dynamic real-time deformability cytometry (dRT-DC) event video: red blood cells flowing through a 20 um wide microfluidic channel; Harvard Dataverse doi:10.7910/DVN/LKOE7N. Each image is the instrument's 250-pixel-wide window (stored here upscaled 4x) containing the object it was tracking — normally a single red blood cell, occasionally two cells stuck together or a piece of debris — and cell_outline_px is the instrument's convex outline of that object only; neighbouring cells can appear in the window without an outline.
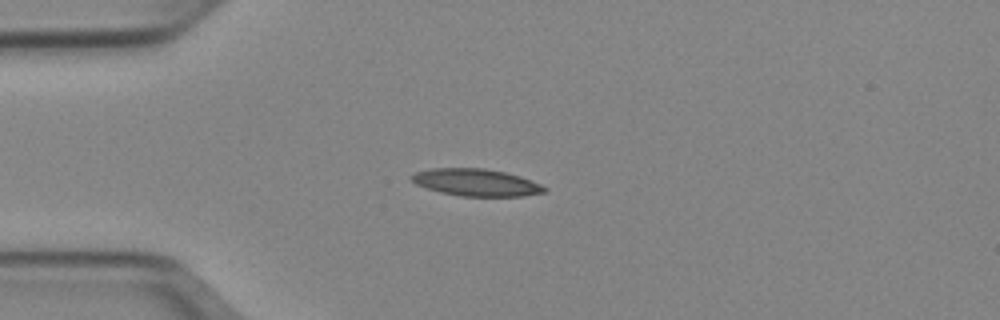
{"species": "Egyptian fruit bat (a non-hibernating species)", "species_latin": "Rousettus aegyptiacus", "temperature_condition": "cold", "stored_images_in_passage": 39, "camera_frame_rate_fps": 3000, "um_per_image_px": 0.085, "animal": {"sex": "female"}, "frame": {"image": 1, "passage_image": 1, "time_ms": 0.0, "image_size_px": [1000, 320], "cell_outline_px": [[548, 188], [544, 192], [524, 196], [460, 196], [440, 192], [416, 184], [408, 176], [416, 172], [432, 168], [484, 168], [504, 172], [520, 176], [540, 184]], "centroid_in_image_um": [40.46, 15.5], "position_along_channel_um": 44.5, "area_um2": 20.92}}
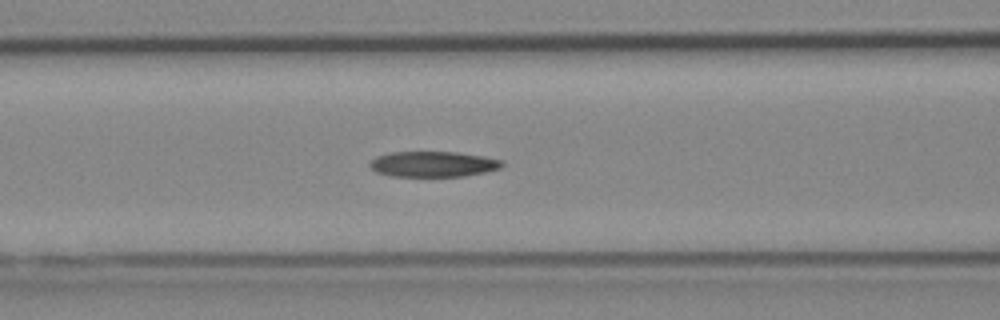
{"frame": {"image": 2, "passage_image": 9, "time_ms": 2.667, "image_size_px": [1000, 320], "cell_outline_px": [[504, 164], [500, 168], [484, 172], [464, 176], [392, 176], [376, 172], [368, 164], [376, 156], [392, 152], [456, 152], [484, 156], [504, 160]], "centroid_in_image_um": [36.83, 13.94], "position_along_channel_um": 129.8, "area_um2": 19.65}}
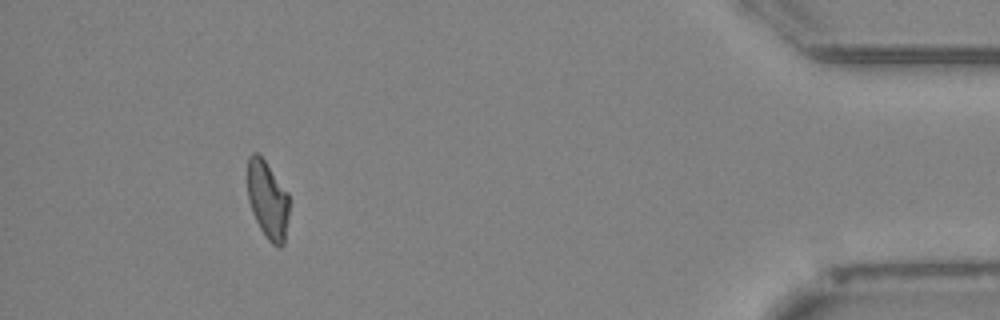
{"frame": {"image": 3, "passage_image": 35, "time_ms": 11.333, "image_size_px": [1000, 320], "cell_outline_px": [[288, 216], [284, 244], [280, 248], [272, 244], [268, 240], [260, 228], [252, 212], [248, 200], [248, 156], [252, 152], [256, 152], [264, 160], [288, 192]], "centroid_in_image_um": [22.75, 17.0], "position_along_channel_um": 412.5, "area_um2": 18.79}, "authors_computed_cell_mechanics": {"area_um2": 20.1722, "velocity_mm_per_s": 3.9561, "shape_relaxation_time_tau1_ms": null, "shape_relaxation_time_tau2_ms": 5.2399, "deformation_change_tau1": null, "deformation_change_tau2": 0.1368}}